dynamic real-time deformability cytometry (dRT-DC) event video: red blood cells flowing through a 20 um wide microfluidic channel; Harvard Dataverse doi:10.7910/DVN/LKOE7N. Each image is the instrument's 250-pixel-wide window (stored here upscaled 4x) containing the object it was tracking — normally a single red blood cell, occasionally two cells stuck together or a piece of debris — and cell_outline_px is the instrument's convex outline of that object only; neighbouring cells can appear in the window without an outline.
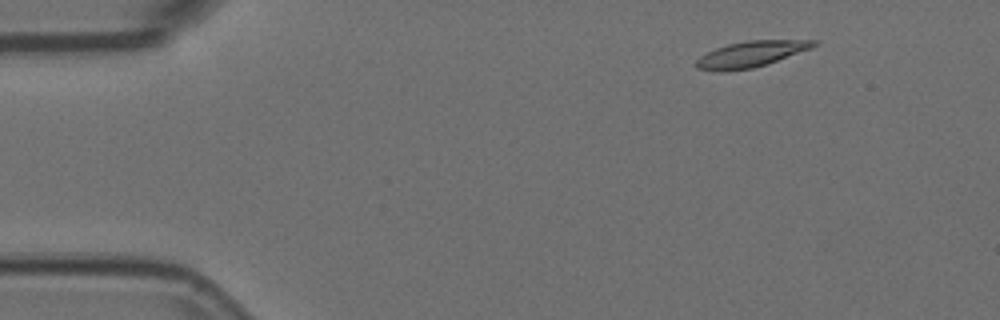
{"species": "Egyptian fruit bat (a non-hibernating species)", "species_latin": "Rousettus aegyptiacus", "temperature_condition": "room temperature", "stored_images_in_passage": 53, "camera_frame_rate_fps": 3000, "um_per_image_px": 0.085, "animal": {"sex": "female"}, "frame": {"image": 1, "passage_image": 5, "time_ms": 1.333, "image_size_px": [1000, 320], "cell_outline_px": [[816, 44], [812, 48], [768, 64], [752, 68], [724, 72], [696, 68], [696, 60], [700, 56], [716, 48], [728, 44], [748, 40], [816, 40]], "centroid_in_image_um": [63.83, 4.61], "position_along_channel_um": 21.2, "area_um2": 17.69}}
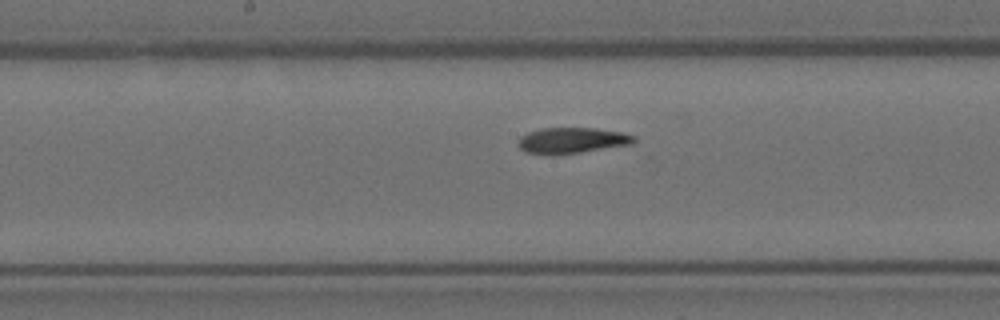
{"frame": {"image": 2, "passage_image": 26, "time_ms": 8.333, "image_size_px": [1000, 320], "cell_outline_px": [[636, 140], [632, 144], [580, 152], [552, 156], [544, 156], [524, 152], [516, 144], [520, 136], [528, 132], [540, 128], [596, 128], [620, 132], [636, 136]], "centroid_in_image_um": [48.54, 11.95], "position_along_channel_um": 199.7, "area_um2": 17.8}}
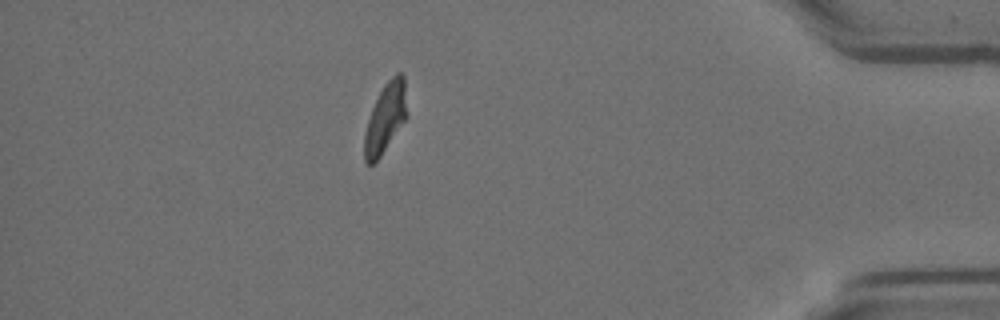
{"frame": {"image": 3, "passage_image": 46, "time_ms": 15.0, "image_size_px": [1000, 320], "cell_outline_px": [[408, 116], [380, 156], [372, 164], [368, 164], [364, 160], [364, 136], [368, 120], [372, 108], [384, 84], [396, 72], [400, 72], [404, 76]], "centroid_in_image_um": [32.78, 10.0], "position_along_channel_um": 402.4, "area_um2": 17.11}, "authors_computed_cell_mechanics": {"area_um2": 17.5712, "velocity_mm_per_s": 3.7273, "shape_relaxation_time_tau1_ms": 10.0174, "shape_relaxation_time_tau2_ms": 3.1986, "deformation_change_tau1": 0.2838, "deformation_change_tau2": 0.0862}}